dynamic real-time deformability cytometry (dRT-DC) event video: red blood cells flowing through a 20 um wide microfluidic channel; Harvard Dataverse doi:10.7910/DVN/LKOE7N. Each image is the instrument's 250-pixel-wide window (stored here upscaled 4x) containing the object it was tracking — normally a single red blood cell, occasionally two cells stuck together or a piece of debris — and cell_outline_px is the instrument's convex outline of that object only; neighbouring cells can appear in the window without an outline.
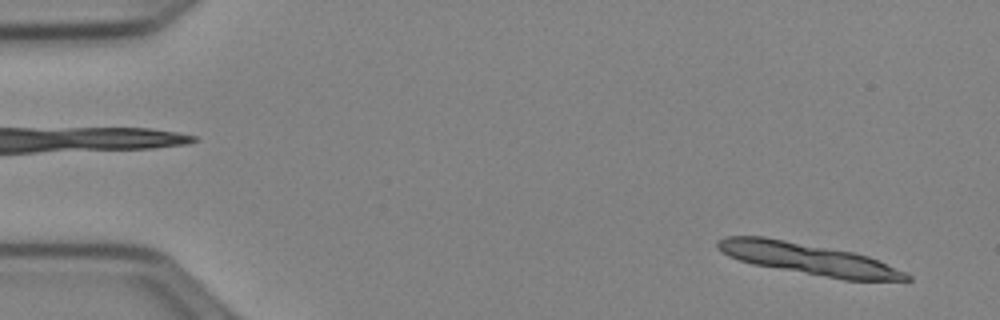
{"species": "Egyptian fruit bat (a non-hibernating species)", "species_latin": "Rousettus aegyptiacus", "temperature_condition": "cold", "stored_images_in_passage": 11, "camera_frame_rate_fps": 3000, "um_per_image_px": 0.085, "animal": {"sex": "female"}, "frame": {"image": 1, "passage_image": 1, "time_ms": 0.0, "image_size_px": [1000, 320], "cell_outline_px": [[912, 280], [844, 280], [752, 264], [728, 256], [716, 248], [716, 240], [724, 236], [764, 236], [852, 252], [868, 256], [904, 272], [912, 276]], "centroid_in_image_um": [68.64, 22.0], "position_along_channel_um": 16.4, "area_um2": 34.33}}